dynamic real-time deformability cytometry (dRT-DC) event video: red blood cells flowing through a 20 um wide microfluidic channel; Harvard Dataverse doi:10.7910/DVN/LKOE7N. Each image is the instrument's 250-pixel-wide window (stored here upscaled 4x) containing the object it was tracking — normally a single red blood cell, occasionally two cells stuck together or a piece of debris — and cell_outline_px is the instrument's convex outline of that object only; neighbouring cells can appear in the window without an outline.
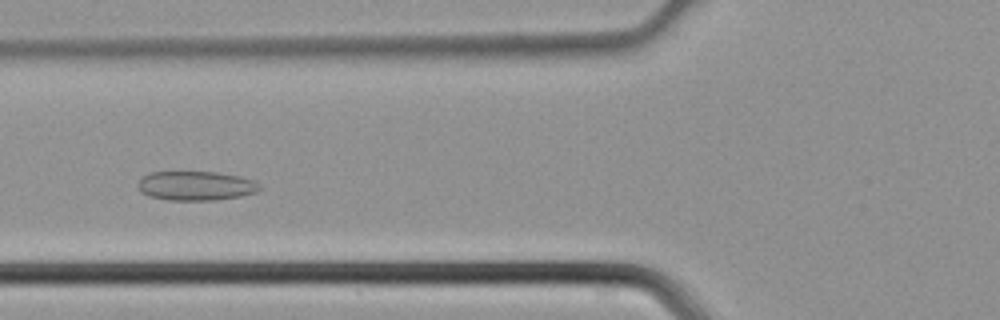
{"species": "common noctule bat (a hibernating species)", "species_latin": "Nyctalus noctula", "temperature_condition": "cold", "stored_images_in_passage": 34, "camera_frame_rate_fps": 3000, "um_per_image_px": 0.085, "animal": {"sex": "male", "body_mass_g": 21.5, "forearm_length_mm": 52.0}, "frame": {"image": 1, "passage_image": 6, "time_ms": 1.667, "image_size_px": [1000, 320], "cell_outline_px": [[260, 188], [256, 192], [240, 196], [216, 200], [168, 200], [148, 196], [140, 192], [136, 184], [144, 176], [152, 172], [216, 172], [240, 176], [252, 180], [260, 184]], "centroid_in_image_um": [16.63, 15.8], "position_along_channel_um": 109.2, "area_um2": 20.75}}
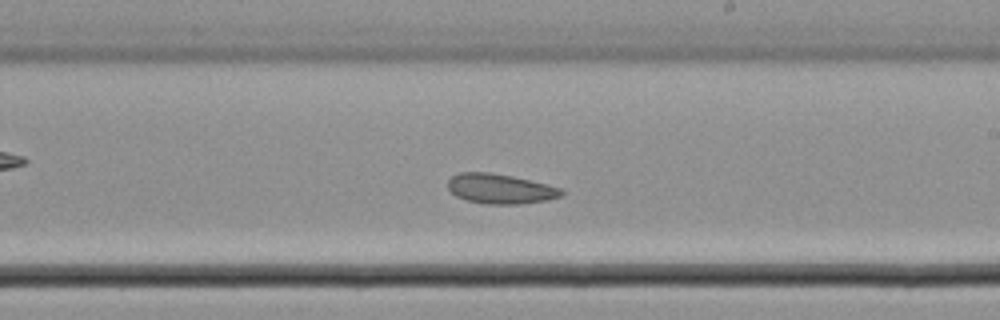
{"frame": {"image": 2, "passage_image": 15, "time_ms": 4.667, "image_size_px": [1000, 320], "cell_outline_px": [[564, 192], [560, 196], [544, 200], [520, 204], [484, 204], [468, 200], [456, 196], [448, 188], [448, 180], [452, 176], [460, 172], [488, 172], [512, 176], [548, 184], [560, 188]], "centroid_in_image_um": [42.5, 16.04], "position_along_channel_um": 246.5, "area_um2": 19.59}}
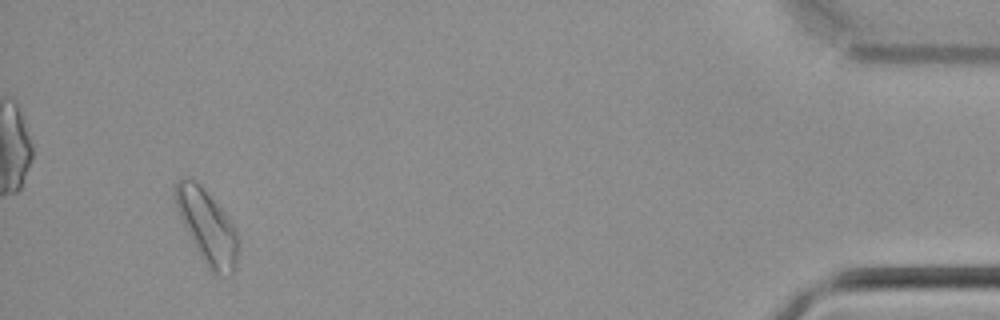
{"frame": {"image": 3, "passage_image": 31, "time_ms": 10.0, "image_size_px": [1000, 320], "cell_outline_px": [[240, 244], [236, 268], [228, 276], [212, 272], [208, 268], [200, 256], [180, 220], [176, 208], [176, 180], [180, 176], [192, 180], [200, 184], [224, 212], [232, 224], [240, 240]], "centroid_in_image_um": [17.63, 19.3], "position_along_channel_um": 417.6, "area_um2": 26.88}}